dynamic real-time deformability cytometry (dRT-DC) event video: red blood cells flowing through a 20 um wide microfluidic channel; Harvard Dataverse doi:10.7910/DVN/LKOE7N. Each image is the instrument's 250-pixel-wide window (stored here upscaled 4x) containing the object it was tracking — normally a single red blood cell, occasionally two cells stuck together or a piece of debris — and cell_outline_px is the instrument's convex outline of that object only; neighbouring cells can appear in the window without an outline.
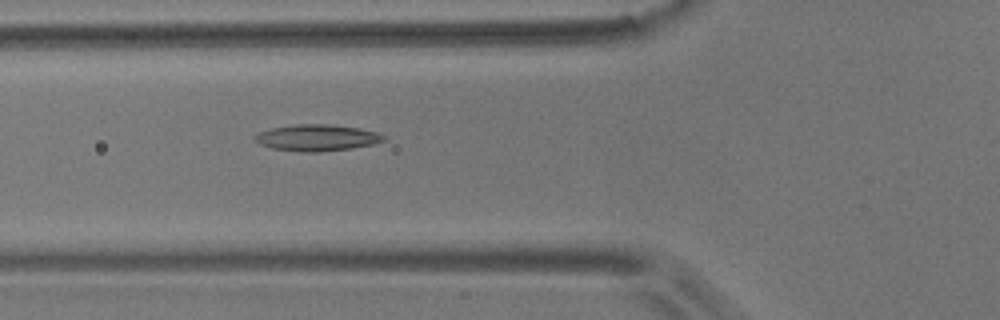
{"species": "common noctule bat (a hibernating species)", "species_latin": "Nyctalus noctula", "temperature_condition": "room temperature", "stored_images_in_passage": 47, "camera_frame_rate_fps": 3000, "um_per_image_px": 0.085, "animal": {"sex": "male", "body_mass_g": 17.9}, "frame": {"image": 1, "passage_image": 12, "time_ms": 3.667, "image_size_px": [1000, 320], "cell_outline_px": [[384, 140], [372, 144], [352, 148], [320, 152], [300, 152], [272, 148], [260, 144], [252, 140], [252, 136], [260, 132], [272, 128], [296, 124], [328, 124], [360, 128], [376, 132], [384, 136]], "centroid_in_image_um": [26.89, 11.71], "position_along_channel_um": 98.9, "area_um2": 19.83}}
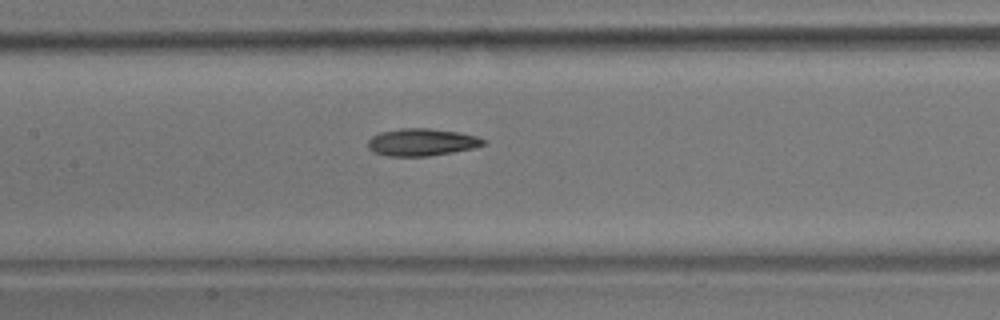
{"frame": {"image": 2, "passage_image": 18, "time_ms": 5.667, "image_size_px": [1000, 320], "cell_outline_px": [[484, 144], [472, 148], [452, 152], [428, 156], [388, 156], [372, 152], [368, 148], [368, 140], [372, 136], [380, 132], [400, 128], [428, 128], [460, 132], [476, 136], [484, 140]], "centroid_in_image_um": [35.79, 12.08], "position_along_channel_um": 171.6, "area_um2": 18.32}}
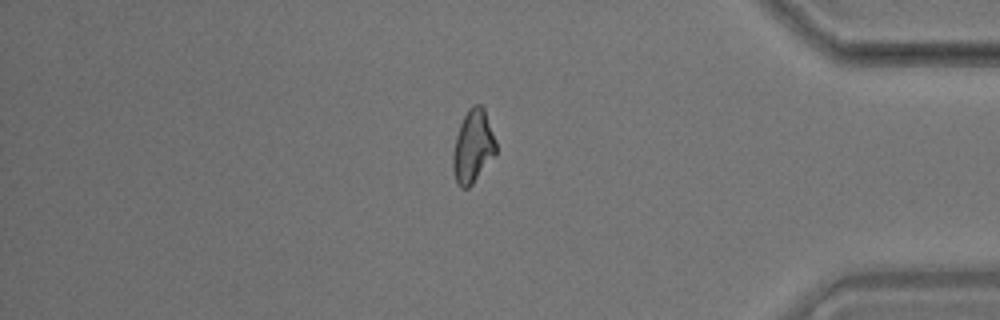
{"frame": {"image": 3, "passage_image": 39, "time_ms": 12.667, "image_size_px": [1000, 320], "cell_outline_px": [[496, 152], [472, 184], [468, 188], [460, 188], [456, 184], [452, 168], [452, 156], [456, 136], [460, 124], [468, 108], [472, 104], [480, 104], [484, 108], [496, 140]], "centroid_in_image_um": [40.18, 12.44], "position_along_channel_um": 395.0, "area_um2": 18.26}, "authors_computed_cell_mechanics": {"area_um2": 18.0914, "velocity_mm_per_s": 3.6049, "shape_relaxation_time_tau1_ms": 11.2093, "shape_relaxation_time_tau2_ms": 4.0398, "deformation_change_tau1": 0.2501, "deformation_change_tau2": 0.1236}}